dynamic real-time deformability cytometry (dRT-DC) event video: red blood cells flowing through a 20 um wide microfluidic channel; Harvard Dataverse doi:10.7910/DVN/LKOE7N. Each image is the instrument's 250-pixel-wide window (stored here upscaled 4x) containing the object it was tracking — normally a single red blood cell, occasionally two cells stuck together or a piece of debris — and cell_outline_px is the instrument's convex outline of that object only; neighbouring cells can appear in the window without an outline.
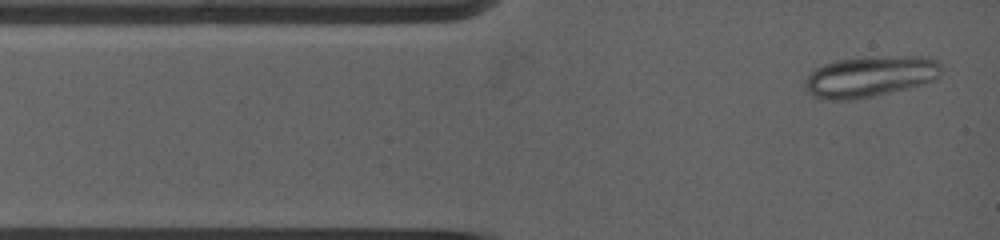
{"species": "common noctule bat (a hibernating species)", "species_latin": "Nyctalus noctula", "temperature_condition": "warm", "stored_images_in_passage": 32, "camera_frame_rate_fps": 5000, "um_per_image_px": 0.085, "animal": {"sex": "female", "body_mass_g": 19.0, "forearm_length_mm": 53.3}, "frame": {"image": 1, "passage_image": 1, "time_ms": 0.0, "image_size_px": [1000, 240], "cell_outline_px": [[940, 72], [932, 80], [924, 84], [872, 96], [852, 100], [832, 100], [812, 96], [804, 88], [804, 80], [816, 68], [824, 64], [836, 60], [864, 56], [928, 56], [936, 60], [940, 64]], "centroid_in_image_um": [73.92, 6.49], "position_along_channel_um": 11.1, "area_um2": 32.66}}
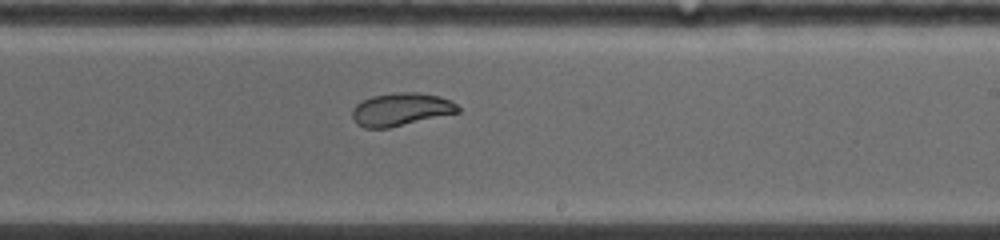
{"frame": {"image": 2, "passage_image": 18, "time_ms": 7.2, "image_size_px": [1000, 240], "cell_outline_px": [[460, 112], [388, 128], [364, 128], [356, 124], [352, 116], [352, 108], [356, 104], [372, 96], [392, 92], [420, 92], [440, 96], [452, 100], [460, 108]], "centroid_in_image_um": [34.09, 9.29], "position_along_channel_um": 254.9, "area_um2": 20.46}}
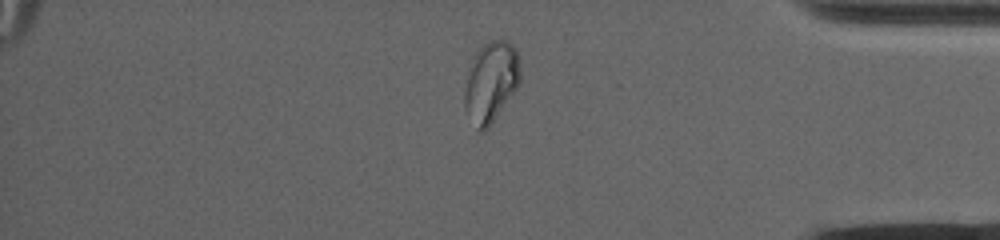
{"frame": {"image": 3, "passage_image": 29, "time_ms": 11.4, "image_size_px": [1000, 240], "cell_outline_px": [[520, 80], [516, 88], [488, 128], [484, 132], [480, 132], [476, 128], [464, 108], [464, 92], [472, 56], [484, 44], [492, 40], [504, 40], [512, 44], [516, 48], [520, 72]], "centroid_in_image_um": [41.71, 6.96], "position_along_channel_um": 393.5, "area_um2": 25.84}, "authors_computed_cell_mechanics": {"area_um2": 21.9062, "velocity_mm_per_s": 3.8952, "shape_relaxation_time_tau1_ms": null, "shape_relaxation_time_tau2_ms": 1.0027, "deformation_change_tau1": null, "deformation_change_tau2": 0.0409}}